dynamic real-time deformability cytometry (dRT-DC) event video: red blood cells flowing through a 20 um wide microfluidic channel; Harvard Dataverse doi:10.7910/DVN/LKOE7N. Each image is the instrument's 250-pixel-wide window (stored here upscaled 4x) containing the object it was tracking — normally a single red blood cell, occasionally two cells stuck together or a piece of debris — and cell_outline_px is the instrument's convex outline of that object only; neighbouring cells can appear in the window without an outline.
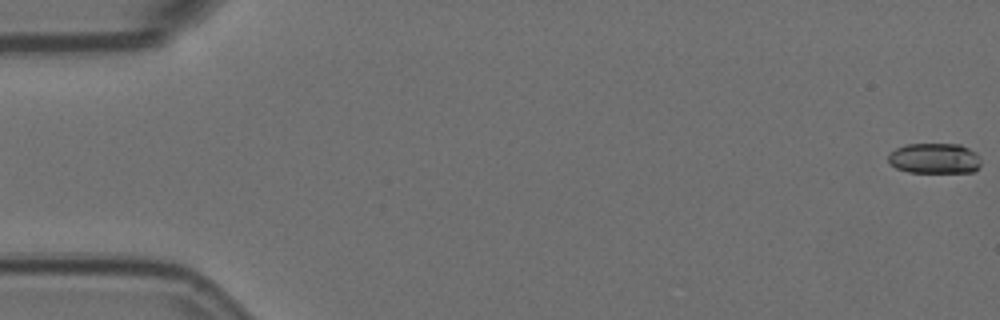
{"species": "Egyptian fruit bat (a non-hibernating species)", "species_latin": "Rousettus aegyptiacus", "temperature_condition": "room temperature", "stored_images_in_passage": 4, "camera_frame_rate_fps": 3000, "um_per_image_px": 0.085, "animal": {"sex": "female"}, "frame": {"image": 1, "passage_image": 1, "time_ms": 0.0, "image_size_px": [1000, 320], "cell_outline_px": [[980, 164], [972, 172], [908, 172], [896, 168], [888, 160], [888, 156], [896, 148], [904, 144], [960, 144], [976, 152], [980, 160]], "centroid_in_image_um": [79.43, 13.45], "position_along_channel_um": 5.6, "area_um2": 16.36}}
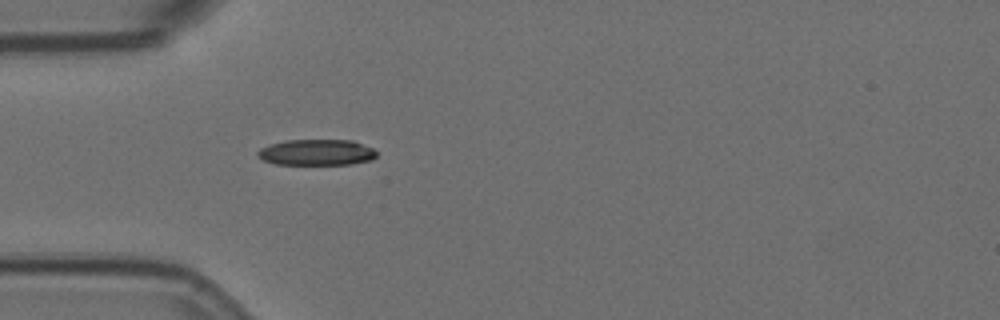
{"frame": {"image": 2, "passage_image": 4, "time_ms": 1.0, "image_size_px": [1000, 320], "cell_outline_px": [[376, 156], [372, 160], [352, 164], [276, 164], [264, 160], [256, 156], [256, 152], [260, 148], [268, 144], [284, 140], [352, 140], [372, 148], [376, 152]], "centroid_in_image_um": [26.87, 12.95], "position_along_channel_um": 58.1, "area_um2": 18.09}}